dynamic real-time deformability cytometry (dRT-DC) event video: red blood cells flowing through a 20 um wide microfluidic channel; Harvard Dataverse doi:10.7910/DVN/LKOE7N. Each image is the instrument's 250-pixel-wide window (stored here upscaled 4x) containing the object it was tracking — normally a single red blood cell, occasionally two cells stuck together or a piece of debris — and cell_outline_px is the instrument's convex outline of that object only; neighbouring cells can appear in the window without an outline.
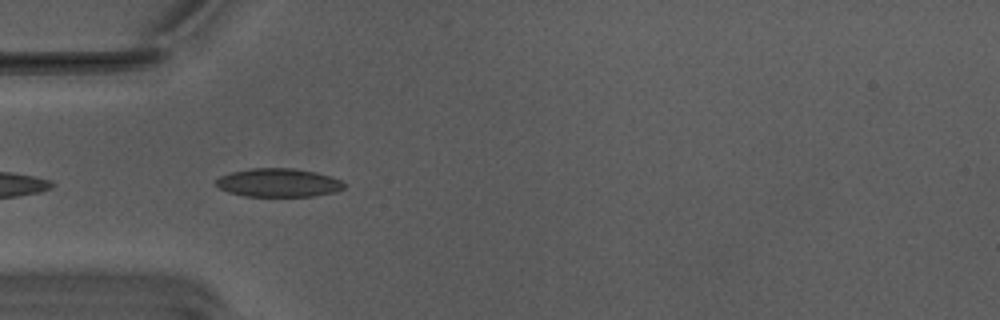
{"species": "Egyptian fruit bat (a non-hibernating species)", "species_latin": "Rousettus aegyptiacus", "temperature_condition": "warm", "stored_images_in_passage": 4, "camera_frame_rate_fps": 3000, "um_per_image_px": 0.085, "animal": {"sex": "male"}, "frame": {"image": 1, "passage_image": 2, "time_ms": 0.333, "image_size_px": [1000, 320], "cell_outline_px": [[344, 188], [336, 192], [312, 196], [244, 196], [228, 192], [220, 188], [216, 184], [216, 180], [220, 176], [232, 172], [252, 168], [292, 168], [316, 172], [332, 176], [340, 180], [344, 184]], "centroid_in_image_um": [23.68, 15.53], "position_along_channel_um": 61.3, "area_um2": 21.21}}